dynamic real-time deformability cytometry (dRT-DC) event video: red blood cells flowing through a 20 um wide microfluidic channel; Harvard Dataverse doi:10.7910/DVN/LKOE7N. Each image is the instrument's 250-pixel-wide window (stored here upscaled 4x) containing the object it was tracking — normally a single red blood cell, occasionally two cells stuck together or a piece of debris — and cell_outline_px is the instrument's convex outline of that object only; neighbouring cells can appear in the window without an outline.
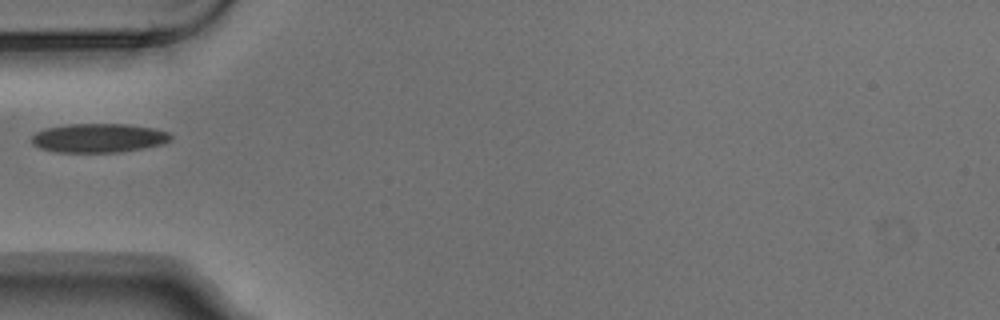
{"species": "Egyptian fruit bat (a non-hibernating species)", "species_latin": "Rousettus aegyptiacus", "temperature_condition": "warm", "stored_images_in_passage": 2, "camera_frame_rate_fps": 3000, "um_per_image_px": 0.085, "animal": {"sex": "male"}, "frame": {"image": 1, "passage_image": 1, "time_ms": 0.0, "image_size_px": [1000, 320], "cell_outline_px": [[172, 140], [164, 144], [144, 148], [120, 152], [56, 152], [40, 148], [32, 144], [32, 136], [36, 132], [44, 128], [68, 124], [128, 124], [156, 128], [168, 132], [172, 136]], "centroid_in_image_um": [8.42, 11.72], "position_along_channel_um": 76.6, "area_um2": 23.76}}
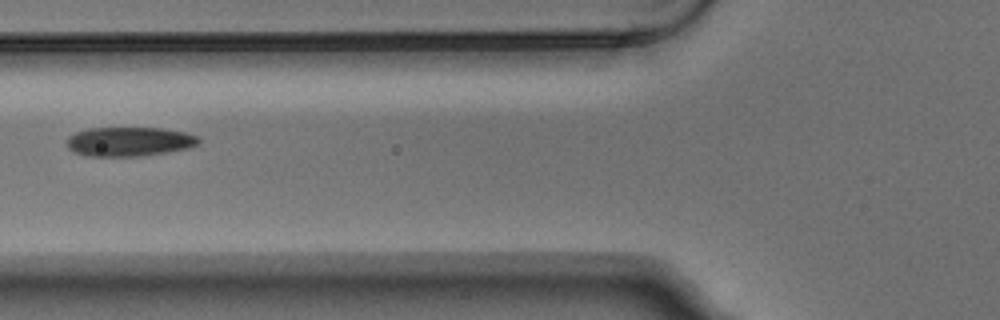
{"frame": {"image": 2, "passage_image": 2, "time_ms": 0.333, "image_size_px": [1000, 320], "cell_outline_px": [[200, 144], [188, 148], [140, 156], [84, 156], [72, 152], [68, 148], [68, 136], [76, 132], [88, 128], [160, 128], [184, 132], [200, 136]], "centroid_in_image_um": [10.98, 12.03], "position_along_channel_um": 114.8, "area_um2": 22.54}}